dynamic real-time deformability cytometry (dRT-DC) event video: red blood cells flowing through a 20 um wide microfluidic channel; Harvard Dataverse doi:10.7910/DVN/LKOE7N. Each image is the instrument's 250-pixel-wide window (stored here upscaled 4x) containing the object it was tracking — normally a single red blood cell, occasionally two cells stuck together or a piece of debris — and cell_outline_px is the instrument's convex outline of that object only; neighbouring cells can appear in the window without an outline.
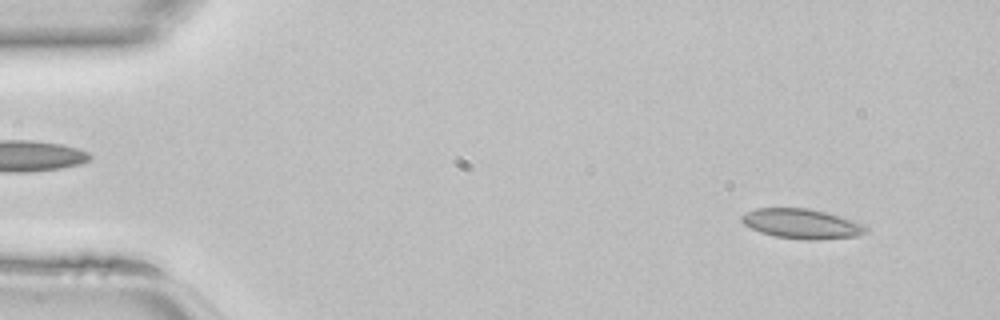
{"species": "common noctule bat (a hibernating species)", "species_latin": "Nyctalus noctula", "temperature_condition": "room temperature", "stored_images_in_passage": 44, "camera_frame_rate_fps": 3000, "um_per_image_px": 0.085, "animal": {"sex": "female", "body_mass_g": 22.7, "forearm_length_mm": 54.2}, "frame": {"image": 1, "passage_image": 3, "time_ms": 0.667, "image_size_px": [1000, 320], "cell_outline_px": [[868, 232], [856, 236], [816, 240], [808, 240], [776, 236], [760, 232], [744, 224], [740, 220], [740, 216], [756, 208], [808, 208], [824, 212], [864, 224], [868, 228]], "centroid_in_image_um": [68.14, 19.02], "position_along_channel_um": 16.9, "area_um2": 21.33}}
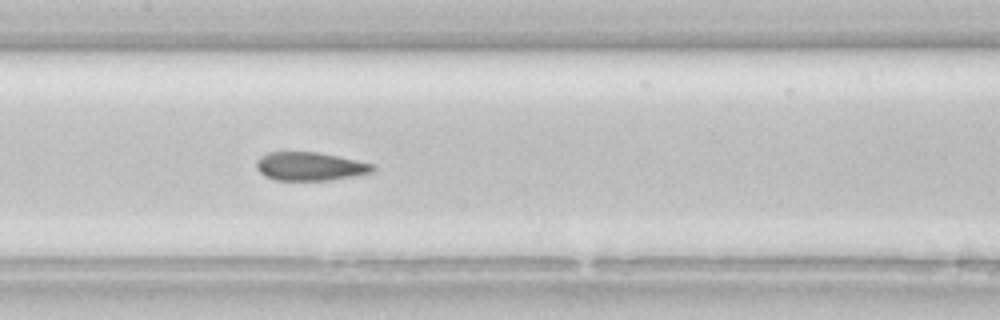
{"frame": {"image": 2, "passage_image": 21, "time_ms": 6.667, "image_size_px": [1000, 320], "cell_outline_px": [[376, 168], [372, 172], [352, 176], [328, 180], [276, 180], [264, 176], [256, 168], [256, 160], [260, 156], [268, 152], [316, 152], [356, 160], [372, 164]], "centroid_in_image_um": [26.3, 14.14], "position_along_channel_um": 181.1, "area_um2": 19.13}}
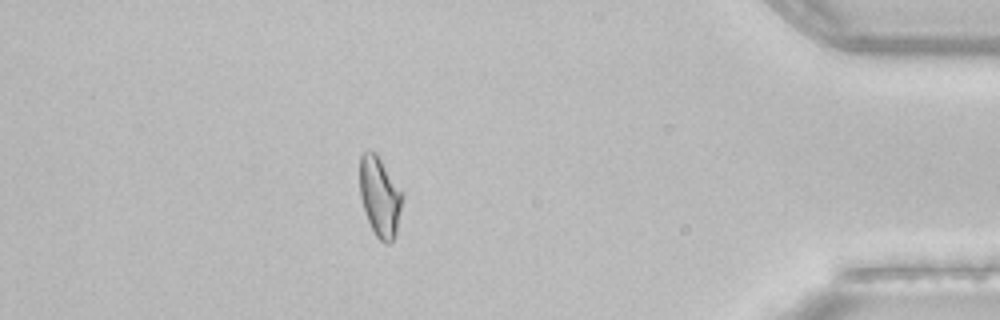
{"frame": {"image": 3, "passage_image": 39, "time_ms": 12.667, "image_size_px": [1000, 320], "cell_outline_px": [[404, 196], [396, 232], [392, 240], [388, 244], [384, 244], [376, 236], [368, 220], [360, 196], [360, 156], [364, 152], [376, 152], [404, 192]], "centroid_in_image_um": [32.31, 16.7], "position_along_channel_um": 402.9, "area_um2": 19.88}}